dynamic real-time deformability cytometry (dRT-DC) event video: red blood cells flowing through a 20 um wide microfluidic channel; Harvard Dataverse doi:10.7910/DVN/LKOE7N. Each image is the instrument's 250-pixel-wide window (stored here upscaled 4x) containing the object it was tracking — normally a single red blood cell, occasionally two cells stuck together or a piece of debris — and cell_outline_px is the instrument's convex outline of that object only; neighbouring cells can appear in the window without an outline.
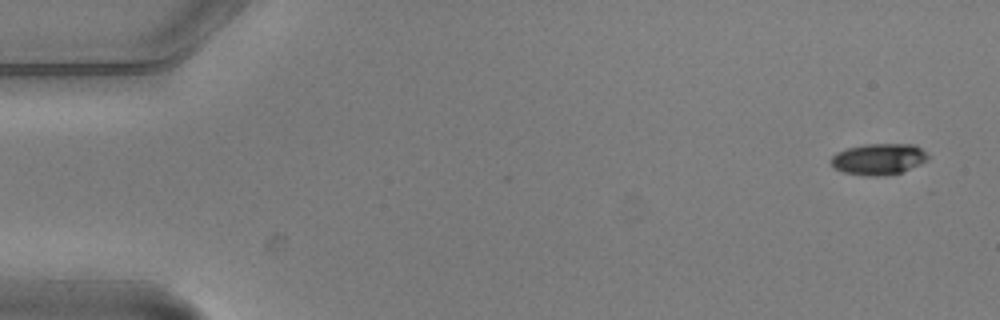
{"species": "common noctule bat (a hibernating species)", "species_latin": "Nyctalus noctula", "temperature_condition": "warm", "stored_images_in_passage": 4, "camera_frame_rate_fps": 3000, "um_per_image_px": 0.085, "animal": {"sex": "male", "body_mass_g": 20.5, "forearm_length_mm": 52.5}, "frame": {"image": 1, "passage_image": 1, "time_ms": 0.0, "image_size_px": [1000, 320], "cell_outline_px": [[928, 160], [920, 164], [900, 172], [884, 176], [872, 176], [844, 172], [832, 168], [828, 160], [836, 152], [848, 148], [864, 144], [916, 144], [928, 156]], "centroid_in_image_um": [74.63, 13.52], "position_along_channel_um": 10.4, "area_um2": 17.69}}